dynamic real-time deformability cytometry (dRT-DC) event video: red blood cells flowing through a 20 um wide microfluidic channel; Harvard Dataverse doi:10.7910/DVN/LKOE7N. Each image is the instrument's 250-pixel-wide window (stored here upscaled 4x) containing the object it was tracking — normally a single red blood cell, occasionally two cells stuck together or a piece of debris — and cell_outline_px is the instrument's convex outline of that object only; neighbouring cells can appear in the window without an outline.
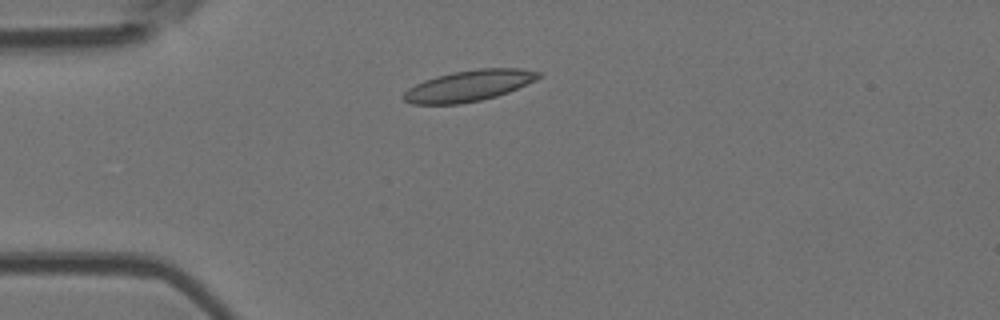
{"species": "Egyptian fruit bat (a non-hibernating species)", "species_latin": "Rousettus aegyptiacus", "temperature_condition": "room temperature", "stored_images_in_passage": 4, "camera_frame_rate_fps": 3000, "um_per_image_px": 0.085, "animal": {"sex": "female"}, "frame": {"image": 1, "passage_image": 2, "time_ms": 2.0, "image_size_px": [1000, 320], "cell_outline_px": [[540, 76], [536, 80], [508, 92], [496, 96], [480, 100], [460, 104], [412, 104], [404, 100], [400, 96], [408, 88], [424, 80], [436, 76], [452, 72], [476, 68], [520, 68], [540, 72]], "centroid_in_image_um": [39.82, 7.28], "position_along_channel_um": 45.2, "area_um2": 24.45}}
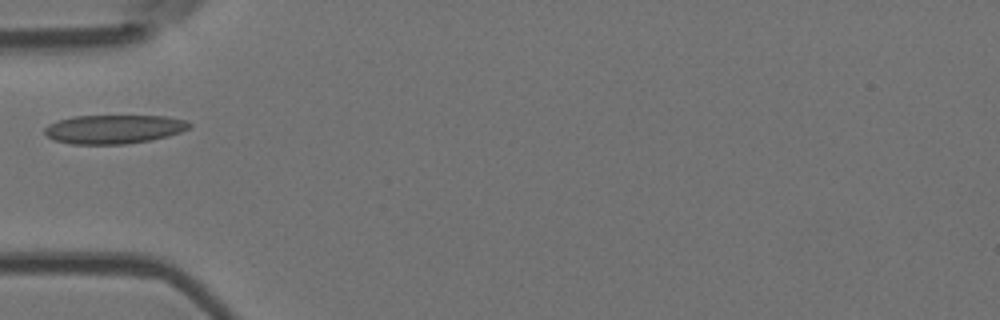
{"frame": {"image": 2, "passage_image": 3, "time_ms": 3.333, "image_size_px": [1000, 320], "cell_outline_px": [[192, 124], [188, 128], [180, 132], [168, 136], [152, 140], [128, 144], [72, 144], [52, 140], [44, 132], [44, 128], [48, 124], [56, 120], [72, 116], [168, 116], [188, 120]], "centroid_in_image_um": [9.68, 10.98], "position_along_channel_um": 75.3, "area_um2": 24.62}}
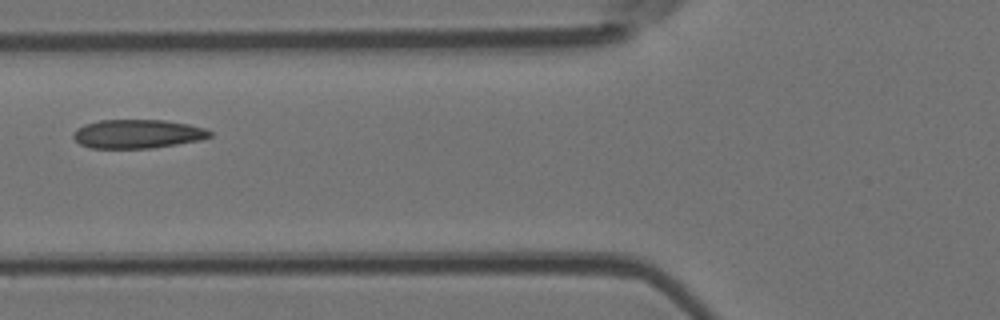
{"frame": {"image": 3, "passage_image": 4, "time_ms": 4.333, "image_size_px": [1000, 320], "cell_outline_px": [[212, 136], [200, 140], [152, 148], [88, 148], [80, 144], [72, 136], [72, 132], [76, 128], [84, 124], [100, 120], [164, 120], [188, 124], [204, 128], [212, 132]], "centroid_in_image_um": [11.65, 11.38], "position_along_channel_um": 114.1, "area_um2": 23.0}}